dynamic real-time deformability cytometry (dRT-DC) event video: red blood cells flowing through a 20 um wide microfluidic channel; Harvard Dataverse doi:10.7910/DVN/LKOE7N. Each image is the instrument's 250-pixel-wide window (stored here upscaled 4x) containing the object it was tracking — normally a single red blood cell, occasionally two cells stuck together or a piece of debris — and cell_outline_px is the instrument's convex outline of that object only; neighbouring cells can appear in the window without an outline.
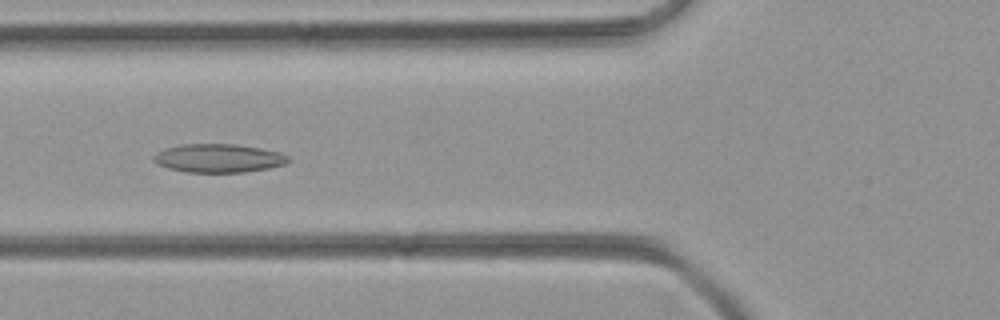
{"species": "common noctule bat (a hibernating species)", "species_latin": "Nyctalus noctula", "temperature_condition": "room temperature", "stored_images_in_passage": 39, "camera_frame_rate_fps": 3000, "um_per_image_px": 0.085, "animal": {"sex": "female", "body_mass_g": 21.9}, "frame": {"image": 1, "passage_image": 11, "time_ms": 3.333, "image_size_px": [1000, 320], "cell_outline_px": [[292, 160], [284, 164], [268, 168], [244, 172], [184, 172], [168, 168], [156, 164], [152, 160], [152, 156], [156, 152], [164, 148], [180, 144], [236, 144], [260, 148], [280, 152], [288, 156]], "centroid_in_image_um": [18.53, 13.44], "position_along_channel_um": 107.3, "area_um2": 22.6}}
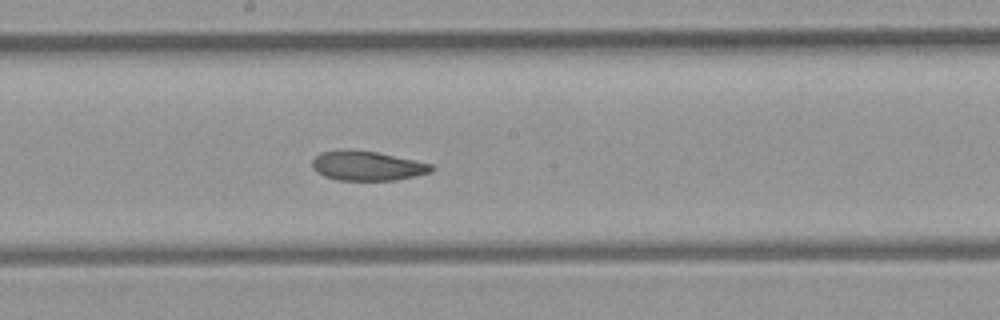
{"frame": {"image": 2, "passage_image": 19, "time_ms": 6.0, "image_size_px": [1000, 320], "cell_outline_px": [[436, 168], [432, 172], [416, 176], [396, 180], [336, 180], [324, 176], [316, 172], [312, 168], [312, 160], [320, 152], [344, 148], [348, 148], [376, 152], [432, 164]], "centroid_in_image_um": [31.19, 14.09], "position_along_channel_um": 217.0, "area_um2": 20.81}}
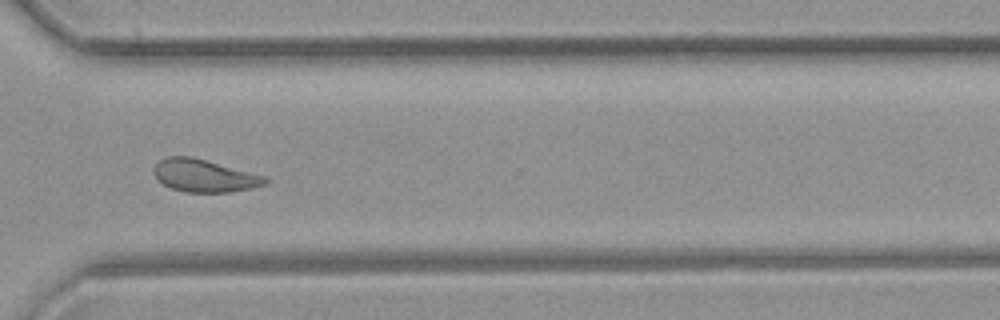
{"frame": {"image": 3, "passage_image": 29, "time_ms": 9.333, "image_size_px": [1000, 320], "cell_outline_px": [[268, 184], [252, 188], [228, 192], [184, 192], [172, 188], [156, 180], [152, 172], [152, 168], [160, 160], [168, 156], [192, 156], [268, 176]], "centroid_in_image_um": [17.38, 14.93], "position_along_channel_um": 353.2, "area_um2": 21.5}}